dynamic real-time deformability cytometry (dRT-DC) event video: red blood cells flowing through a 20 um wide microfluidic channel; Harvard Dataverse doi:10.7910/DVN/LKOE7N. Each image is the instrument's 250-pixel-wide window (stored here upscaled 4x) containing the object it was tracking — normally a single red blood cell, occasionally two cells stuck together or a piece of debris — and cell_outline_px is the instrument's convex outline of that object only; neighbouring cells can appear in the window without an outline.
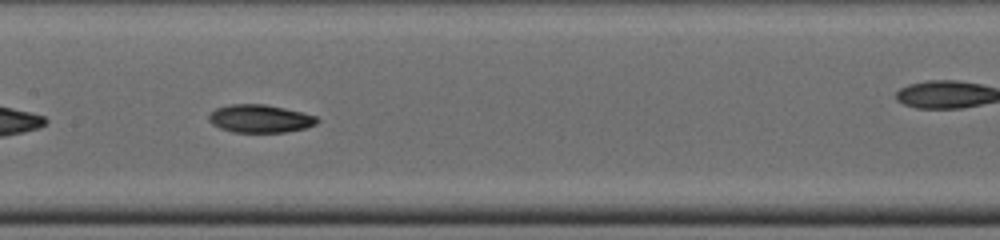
{"species": "common noctule bat (a hibernating species)", "species_latin": "Nyctalus noctula", "temperature_condition": "cold", "stored_images_in_passage": 40, "camera_frame_rate_fps": 3000, "um_per_image_px": 0.085, "animal": {"sex": "male", "body_mass_g": 19.0, "forearm_length_mm": 50.8}, "frame": {"image": 1, "passage_image": 18, "time_ms": 5.667, "image_size_px": [1000, 240], "cell_outline_px": [[320, 120], [316, 124], [308, 128], [284, 132], [232, 132], [220, 128], [212, 124], [208, 120], [208, 116], [216, 108], [232, 104], [264, 104], [284, 108], [316, 116]], "centroid_in_image_um": [22.11, 10.09], "position_along_channel_um": 185.3, "area_um2": 17.63}}
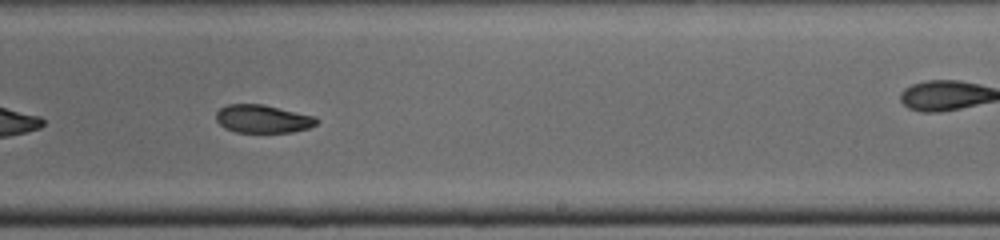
{"frame": {"image": 2, "passage_image": 23, "time_ms": 7.333, "image_size_px": [1000, 240], "cell_outline_px": [[320, 120], [316, 124], [308, 128], [292, 132], [236, 132], [224, 128], [216, 120], [216, 112], [220, 108], [228, 104], [264, 104], [316, 116]], "centroid_in_image_um": [22.35, 10.1], "position_along_channel_um": 266.7, "area_um2": 16.59}}